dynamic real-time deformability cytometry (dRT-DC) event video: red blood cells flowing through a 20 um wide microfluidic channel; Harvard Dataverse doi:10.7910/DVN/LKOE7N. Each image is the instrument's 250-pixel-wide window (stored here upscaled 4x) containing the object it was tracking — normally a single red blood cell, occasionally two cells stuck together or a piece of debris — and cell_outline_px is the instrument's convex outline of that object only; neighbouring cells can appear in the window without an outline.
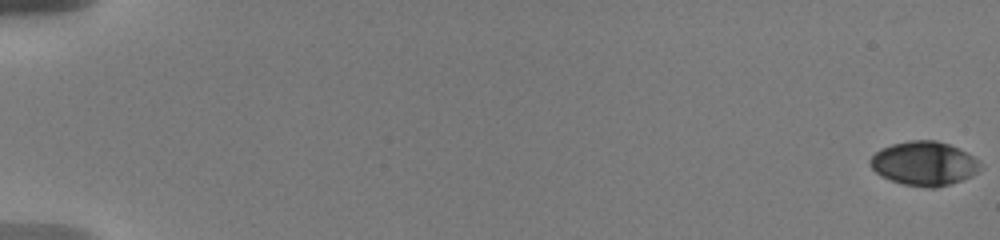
{"species": "human", "species_latin": "Homo sapiens", "temperature_condition": "warm", "stored_images_in_passage": 18, "camera_frame_rate_fps": 3000, "um_per_image_px": 0.085, "donor": {"sex": "male"}, "frame": {"image": 1, "passage_image": 1, "time_ms": 0.0, "image_size_px": [1000, 240], "cell_outline_px": [[984, 168], [972, 176], [936, 188], [924, 188], [904, 184], [880, 176], [872, 168], [868, 160], [880, 148], [892, 144], [908, 140], [936, 140], [948, 144], [972, 156]], "centroid_in_image_um": [78.53, 13.9], "position_along_channel_um": 6.5, "area_um2": 28.21}}
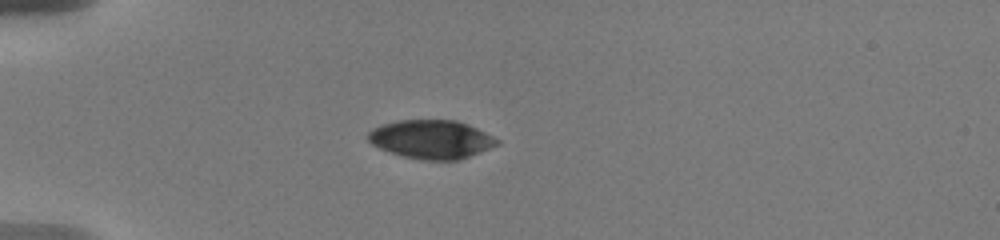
{"frame": {"image": 2, "passage_image": 16, "time_ms": 5.667, "image_size_px": [1000, 240], "cell_outline_px": [[500, 144], [460, 160], [420, 160], [404, 156], [380, 148], [372, 144], [368, 140], [368, 132], [372, 128], [396, 120], [456, 120], [468, 124], [500, 140]], "centroid_in_image_um": [36.68, 11.84], "position_along_channel_um": 48.3, "area_um2": 28.96}}